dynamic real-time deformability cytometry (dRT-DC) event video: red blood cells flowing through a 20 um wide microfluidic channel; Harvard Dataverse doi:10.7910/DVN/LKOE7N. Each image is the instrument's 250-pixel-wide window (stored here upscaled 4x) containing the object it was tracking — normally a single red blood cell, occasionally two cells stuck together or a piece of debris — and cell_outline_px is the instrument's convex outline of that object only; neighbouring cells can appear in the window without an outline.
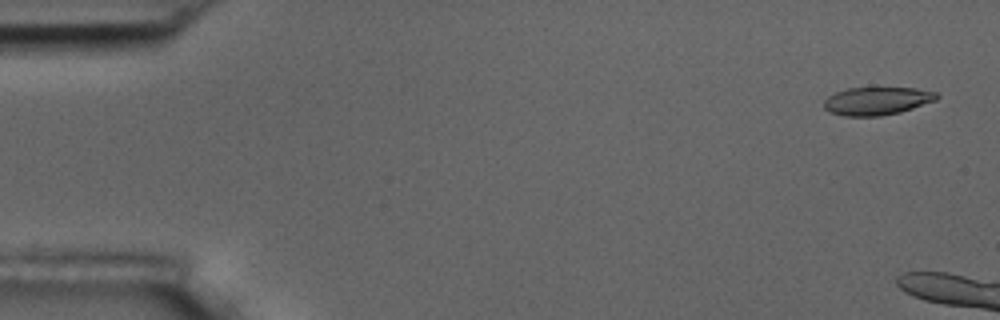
{"species": "common noctule bat (a hibernating species)", "species_latin": "Nyctalus noctula", "temperature_condition": "room temperature", "stored_images_in_passage": 7, "camera_frame_rate_fps": 3000, "um_per_image_px": 0.085, "animal": {"sex": "male", "body_mass_g": 17.5, "forearm_length_mm": 52.3}, "frame": {"image": 1, "passage_image": 1, "time_ms": 0.0, "image_size_px": [1000, 320], "cell_outline_px": [[940, 96], [936, 100], [900, 112], [880, 116], [844, 116], [828, 112], [824, 108], [824, 100], [828, 96], [836, 92], [848, 88], [916, 88], [936, 92]], "centroid_in_image_um": [74.52, 8.58], "position_along_channel_um": 10.5, "area_um2": 18.38}}
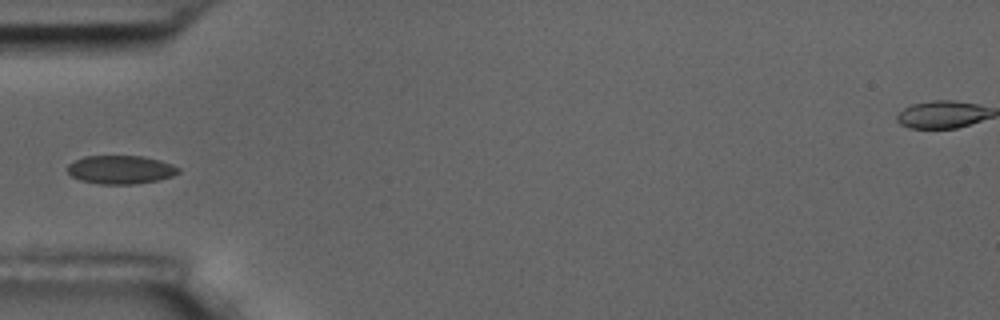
{"frame": {"image": 2, "passage_image": 7, "time_ms": 7.667, "image_size_px": [1000, 320], "cell_outline_px": [[180, 172], [172, 176], [160, 180], [136, 184], [100, 184], [80, 180], [72, 176], [68, 172], [68, 164], [84, 156], [140, 156], [160, 160], [172, 164], [180, 168]], "centroid_in_image_um": [10.28, 14.42], "position_along_channel_um": 74.7, "area_um2": 18.44}}